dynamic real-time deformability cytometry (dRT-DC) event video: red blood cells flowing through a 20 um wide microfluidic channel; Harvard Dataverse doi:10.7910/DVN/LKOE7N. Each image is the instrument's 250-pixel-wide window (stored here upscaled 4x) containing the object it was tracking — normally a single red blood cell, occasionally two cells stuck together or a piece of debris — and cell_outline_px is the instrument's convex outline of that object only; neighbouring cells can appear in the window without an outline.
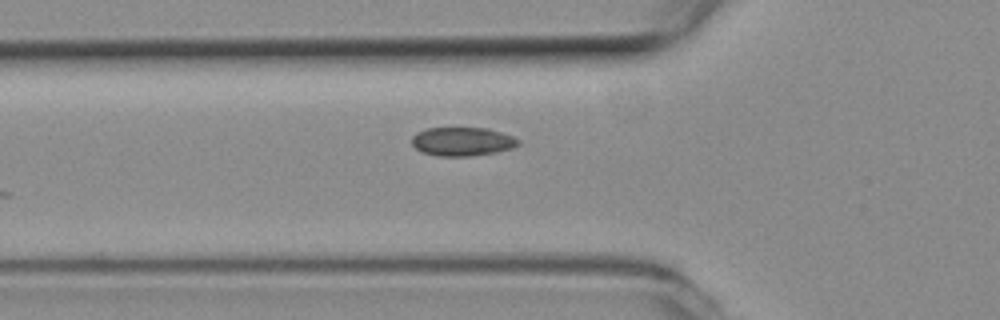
{"species": "common noctule bat (a hibernating species)", "species_latin": "Nyctalus noctula", "temperature_condition": "room temperature", "stored_images_in_passage": 2, "camera_frame_rate_fps": 3000, "um_per_image_px": 0.085, "animal": {"sex": "female", "body_mass_g": 19.3, "forearm_length_mm": 54.1}, "frame": {"image": 1, "passage_image": 2, "time_ms": 0.333, "image_size_px": [1000, 320], "cell_outline_px": [[520, 144], [512, 148], [496, 152], [468, 156], [436, 156], [420, 152], [412, 144], [412, 136], [416, 132], [428, 128], [488, 128], [512, 136], [520, 140]], "centroid_in_image_um": [39.28, 12.03], "position_along_channel_um": 86.5, "area_um2": 17.86}}